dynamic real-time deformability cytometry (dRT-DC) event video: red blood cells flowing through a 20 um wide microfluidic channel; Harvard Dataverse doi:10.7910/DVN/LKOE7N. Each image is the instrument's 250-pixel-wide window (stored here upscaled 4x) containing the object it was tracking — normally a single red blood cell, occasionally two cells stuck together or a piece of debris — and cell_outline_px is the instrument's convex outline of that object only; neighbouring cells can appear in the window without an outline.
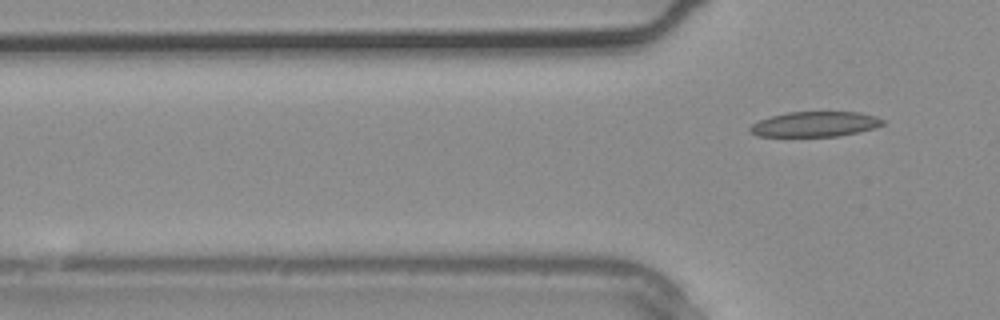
{"species": "common noctule bat (a hibernating species)", "species_latin": "Nyctalus noctula", "temperature_condition": "warm", "stored_images_in_passage": 3, "camera_frame_rate_fps": 3000, "um_per_image_px": 0.085, "animal": {"sex": "male", "body_mass_g": 20.4}, "frame": {"image": 1, "passage_image": 3, "time_ms": 0.667, "image_size_px": [1000, 320], "cell_outline_px": [[884, 124], [876, 128], [860, 132], [840, 136], [756, 136], [748, 132], [748, 128], [752, 124], [760, 120], [772, 116], [788, 112], [860, 112], [876, 116], [884, 120]], "centroid_in_image_um": [69.29, 10.56], "position_along_channel_um": 56.5, "area_um2": 19.59}}